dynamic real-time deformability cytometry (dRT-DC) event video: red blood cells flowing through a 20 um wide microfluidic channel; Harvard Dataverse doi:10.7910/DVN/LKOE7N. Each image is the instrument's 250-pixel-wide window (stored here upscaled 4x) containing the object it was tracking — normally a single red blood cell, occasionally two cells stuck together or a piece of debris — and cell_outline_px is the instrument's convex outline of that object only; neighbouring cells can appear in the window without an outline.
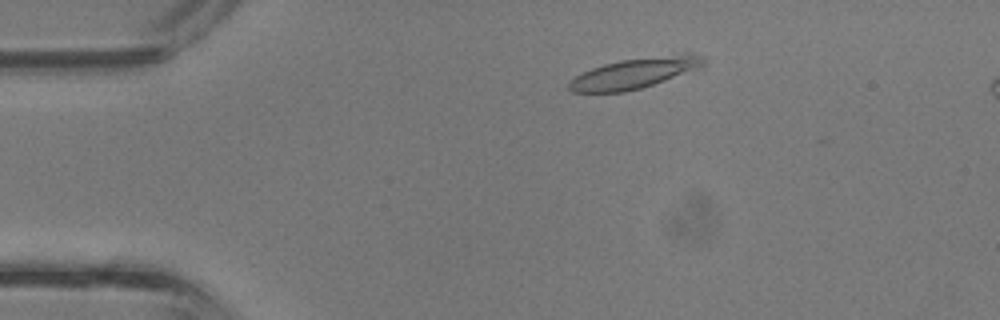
{"species": "common noctule bat (a hibernating species)", "species_latin": "Nyctalus noctula", "temperature_condition": "room temperature", "stored_images_in_passage": 13, "camera_frame_rate_fps": 3000, "um_per_image_px": 0.085, "animal": {"sex": "male", "body_mass_g": 13.3}, "frame": {"image": 1, "passage_image": 6, "time_ms": 1.667, "image_size_px": [1000, 320], "cell_outline_px": [[704, 68], [640, 88], [624, 92], [572, 92], [568, 88], [568, 84], [576, 76], [592, 68], [604, 64], [620, 60], [680, 56], [700, 56], [704, 60]], "centroid_in_image_um": [53.88, 6.27], "position_along_channel_um": 31.1, "area_um2": 22.89}}